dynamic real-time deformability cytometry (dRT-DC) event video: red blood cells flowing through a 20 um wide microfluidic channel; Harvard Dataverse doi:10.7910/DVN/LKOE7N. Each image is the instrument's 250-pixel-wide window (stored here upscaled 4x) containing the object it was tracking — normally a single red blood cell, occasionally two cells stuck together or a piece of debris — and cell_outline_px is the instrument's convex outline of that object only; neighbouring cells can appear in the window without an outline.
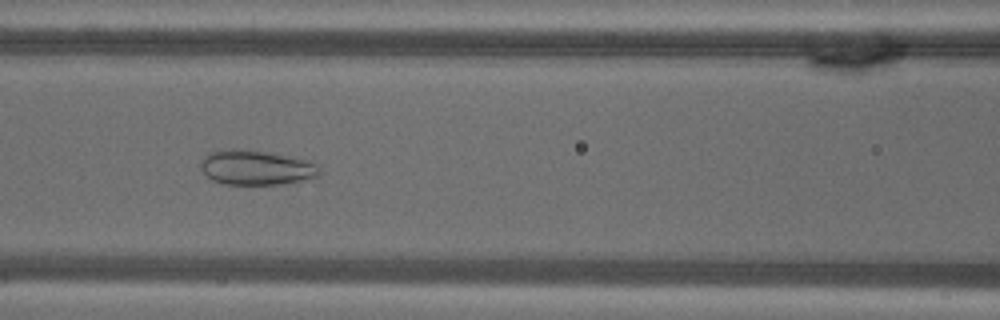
{"species": "common noctule bat (a hibernating species)", "species_latin": "Nyctalus noctula", "temperature_condition": "warm", "stored_images_in_passage": 55, "camera_frame_rate_fps": 3000, "um_per_image_px": 0.085, "animal": {"sex": "male", "body_mass_g": 18.8}, "frame": {"image": 1, "passage_image": 24, "time_ms": 7.667, "image_size_px": [1000, 320], "cell_outline_px": [[320, 176], [284, 184], [224, 184], [212, 180], [200, 168], [200, 164], [204, 156], [208, 152], [232, 148], [240, 148], [272, 152], [312, 160], [320, 168]], "centroid_in_image_um": [21.81, 14.22], "position_along_channel_um": 144.8, "area_um2": 24.57}}
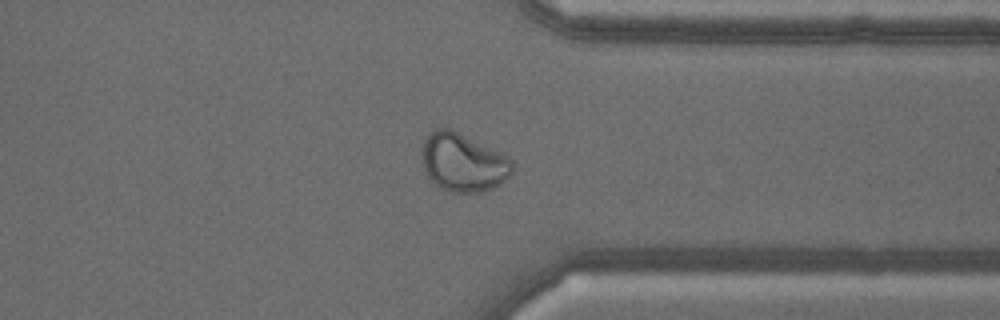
{"frame": {"image": 2, "passage_image": 43, "time_ms": 14.0, "image_size_px": [1000, 320], "cell_outline_px": [[512, 172], [500, 184], [492, 188], [480, 192], [448, 192], [440, 188], [428, 176], [424, 168], [420, 156], [424, 140], [436, 128], [452, 128], [512, 160]], "centroid_in_image_um": [39.31, 13.81], "position_along_channel_um": 372.1, "area_um2": 30.35}}
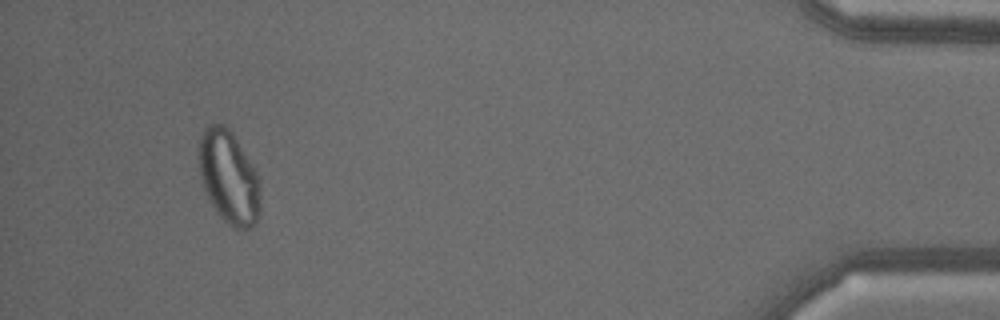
{"frame": {"image": 3, "passage_image": 52, "time_ms": 17.0, "image_size_px": [1000, 320], "cell_outline_px": [[260, 216], [256, 224], [252, 228], [232, 228], [216, 212], [204, 192], [200, 176], [200, 136], [204, 128], [208, 124], [224, 124], [232, 132], [256, 172], [260, 180]], "centroid_in_image_um": [19.47, 15.1], "position_along_channel_um": 415.7, "area_um2": 33.47}}